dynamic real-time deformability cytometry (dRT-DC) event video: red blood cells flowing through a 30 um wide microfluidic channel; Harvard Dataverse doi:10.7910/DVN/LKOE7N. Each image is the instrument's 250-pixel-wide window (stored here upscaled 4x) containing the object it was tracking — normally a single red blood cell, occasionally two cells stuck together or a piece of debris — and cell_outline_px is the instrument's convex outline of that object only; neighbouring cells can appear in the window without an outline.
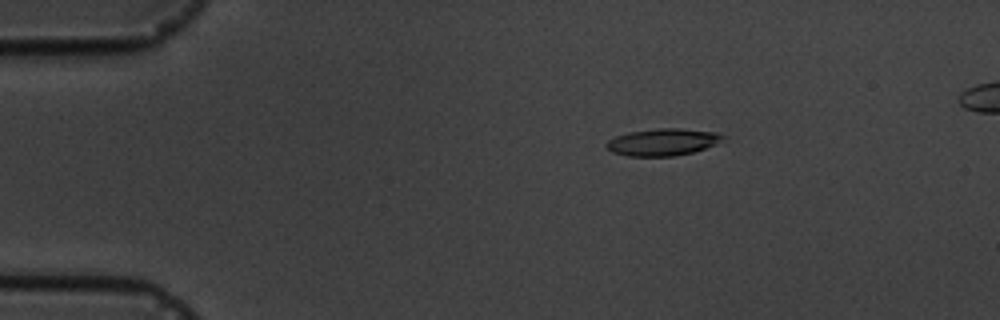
{"species": "common noctule bat (a hibernating species)", "species_latin": "Nyctalus noctula", "temperature_condition": "cold", "stored_images_in_passage": 5, "camera_frame_rate_fps": 3000, "um_per_image_px": 0.085, "animal": {"sex": "male", "body_mass_g": 19.5, "forearm_length_mm": 54.6}, "frame": {"image": 1, "passage_image": 2, "time_ms": 2.0, "image_size_px": [1000, 320], "cell_outline_px": [[728, 136], [704, 148], [692, 152], [672, 156], [628, 156], [612, 152], [608, 148], [608, 140], [616, 136], [628, 132], [660, 128], [680, 128], [716, 132]], "centroid_in_image_um": [56.32, 12.06], "position_along_channel_um": 28.7, "area_um2": 18.03}}